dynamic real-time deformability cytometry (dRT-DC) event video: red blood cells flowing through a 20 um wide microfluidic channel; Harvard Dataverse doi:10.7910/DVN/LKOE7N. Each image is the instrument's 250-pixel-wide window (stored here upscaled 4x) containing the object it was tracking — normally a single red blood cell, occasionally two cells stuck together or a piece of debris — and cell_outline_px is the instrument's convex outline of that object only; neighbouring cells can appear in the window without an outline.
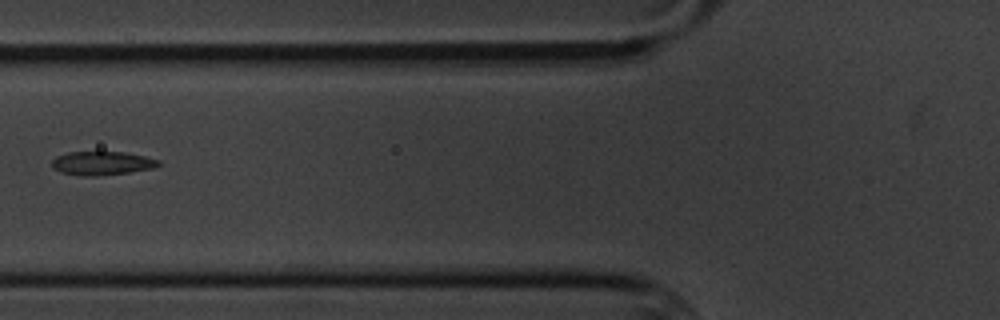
{"species": "common noctule bat (a hibernating species)", "species_latin": "Nyctalus noctula", "temperature_condition": "cold", "stored_images_in_passage": 3, "camera_frame_rate_fps": 3000, "um_per_image_px": 0.085, "animal": {"sex": "male", "body_mass_g": 20.1, "forearm_length_mm": 53.5}, "frame": {"image": 1, "passage_image": 2, "time_ms": 1.333, "image_size_px": [1000, 320], "cell_outline_px": [[160, 164], [152, 168], [128, 172], [96, 176], [80, 176], [60, 172], [52, 168], [52, 160], [56, 156], [68, 152], [124, 152], [144, 156], [160, 160]], "centroid_in_image_um": [8.62, 13.87], "position_along_channel_um": 117.2, "area_um2": 14.68}}
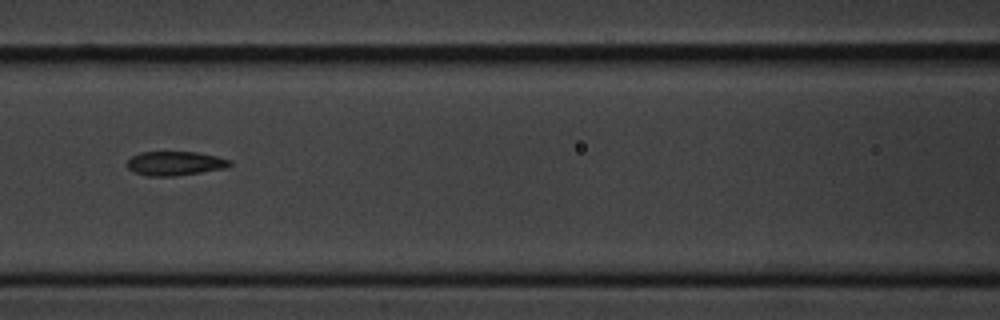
{"frame": {"image": 2, "passage_image": 3, "time_ms": 2.333, "image_size_px": [1000, 320], "cell_outline_px": [[232, 164], [228, 168], [176, 176], [148, 176], [136, 172], [128, 168], [124, 164], [132, 156], [140, 152], [196, 152], [216, 156], [232, 160]], "centroid_in_image_um": [14.9, 13.89], "position_along_channel_um": 151.7, "area_um2": 14.57}}